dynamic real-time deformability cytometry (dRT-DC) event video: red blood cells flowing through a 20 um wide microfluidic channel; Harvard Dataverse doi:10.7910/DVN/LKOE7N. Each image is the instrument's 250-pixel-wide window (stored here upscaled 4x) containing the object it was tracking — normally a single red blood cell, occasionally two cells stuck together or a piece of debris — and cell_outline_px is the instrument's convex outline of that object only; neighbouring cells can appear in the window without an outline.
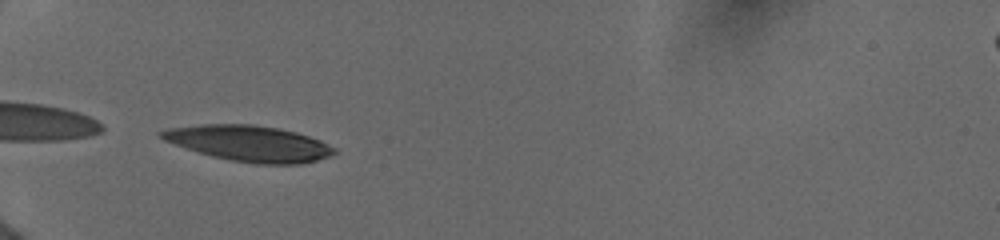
{"species": "human", "species_latin": "Homo sapiens", "temperature_condition": "cold", "stored_images_in_passage": 13, "camera_frame_rate_fps": 3000, "um_per_image_px": 0.085, "donor": {"sex": "female"}, "frame": {"image": 1, "passage_image": 1, "time_ms": 0.0, "image_size_px": [1000, 240], "cell_outline_px": [[336, 152], [328, 156], [316, 160], [300, 164], [256, 164], [232, 160], [212, 156], [164, 140], [156, 136], [156, 132], [168, 128], [200, 124], [252, 124], [280, 128], [296, 132], [320, 140], [336, 148]], "centroid_in_image_um": [21.16, 12.17], "position_along_channel_um": 63.8, "area_um2": 35.95}}
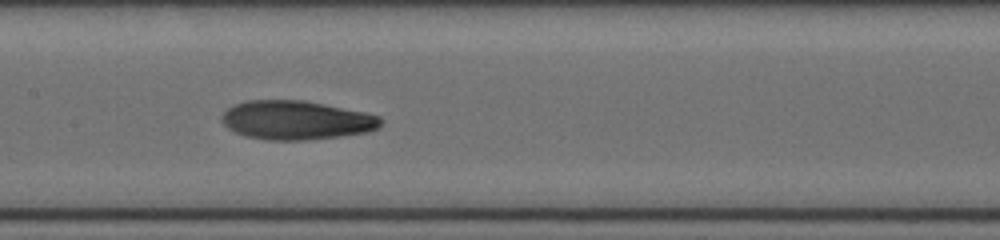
{"frame": {"image": 2, "passage_image": 8, "time_ms": 3.333, "image_size_px": [1000, 240], "cell_outline_px": [[384, 120], [380, 128], [368, 132], [340, 136], [304, 140], [268, 140], [244, 136], [228, 128], [220, 120], [220, 116], [228, 108], [236, 104], [248, 100], [304, 100], [364, 112], [380, 116]], "centroid_in_image_um": [25.2, 10.22], "position_along_channel_um": 182.2, "area_um2": 36.18}}
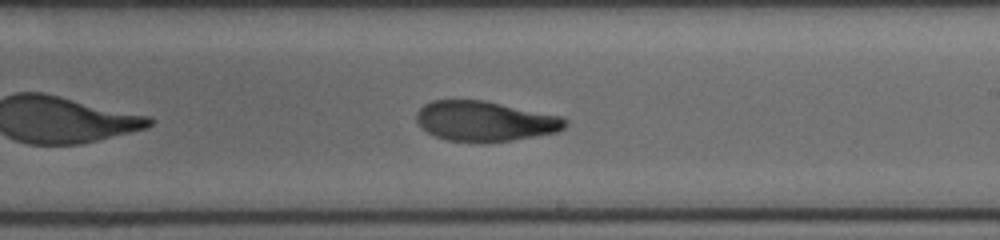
{"frame": {"image": 3, "passage_image": 12, "time_ms": 5.0, "image_size_px": [1000, 240], "cell_outline_px": [[568, 124], [564, 128], [556, 132], [512, 140], [444, 140], [428, 132], [416, 120], [416, 112], [424, 104], [432, 100], [484, 100], [560, 116], [568, 120]], "centroid_in_image_um": [41.22, 10.27], "position_along_channel_um": 247.8, "area_um2": 33.99}}